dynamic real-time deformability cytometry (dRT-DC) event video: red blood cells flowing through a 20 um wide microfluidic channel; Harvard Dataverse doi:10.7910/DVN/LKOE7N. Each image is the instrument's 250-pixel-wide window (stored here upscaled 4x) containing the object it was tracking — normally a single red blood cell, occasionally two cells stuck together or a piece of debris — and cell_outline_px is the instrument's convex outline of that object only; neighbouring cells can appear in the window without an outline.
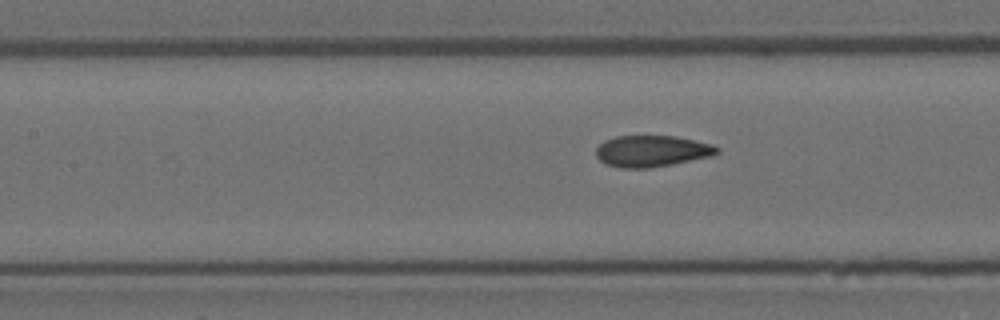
{"species": "Egyptian fruit bat (a non-hibernating species)", "species_latin": "Rousettus aegyptiacus", "temperature_condition": "room temperature", "stored_images_in_passage": 6, "camera_frame_rate_fps": 3000, "um_per_image_px": 0.085, "animal": {"sex": "female"}, "frame": {"image": 1, "passage_image": 6, "time_ms": 1.667, "image_size_px": [1000, 320], "cell_outline_px": [[720, 152], [712, 156], [672, 164], [648, 168], [620, 168], [604, 164], [596, 156], [596, 148], [604, 140], [616, 136], [676, 136], [712, 144], [720, 148]], "centroid_in_image_um": [55.4, 12.84], "position_along_channel_um": 152.0, "area_um2": 22.25}}